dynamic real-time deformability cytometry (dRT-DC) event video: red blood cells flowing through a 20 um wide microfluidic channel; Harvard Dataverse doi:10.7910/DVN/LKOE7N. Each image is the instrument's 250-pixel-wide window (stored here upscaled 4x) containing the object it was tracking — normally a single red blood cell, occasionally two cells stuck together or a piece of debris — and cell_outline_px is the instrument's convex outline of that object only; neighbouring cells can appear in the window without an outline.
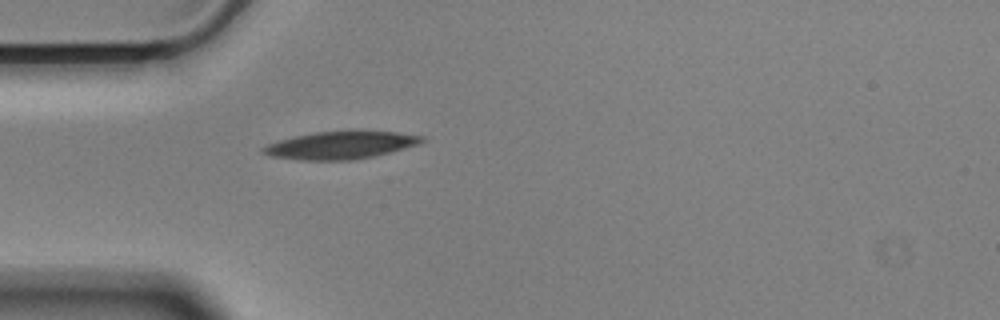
{"species": "Egyptian fruit bat (a non-hibernating species)", "species_latin": "Rousettus aegyptiacus", "temperature_condition": "cold", "stored_images_in_passage": 36, "camera_frame_rate_fps": 3000, "um_per_image_px": 0.085, "animal": {"sex": "male"}, "frame": {"image": 1, "passage_image": 1, "time_ms": 0.0, "image_size_px": [1000, 320], "cell_outline_px": [[424, 140], [420, 144], [372, 156], [352, 160], [300, 160], [272, 156], [260, 152], [260, 148], [268, 144], [292, 136], [316, 132], [348, 128], [360, 128], [396, 132], [424, 136]], "centroid_in_image_um": [28.96, 12.29], "position_along_channel_um": 56.0, "area_um2": 26.36}}
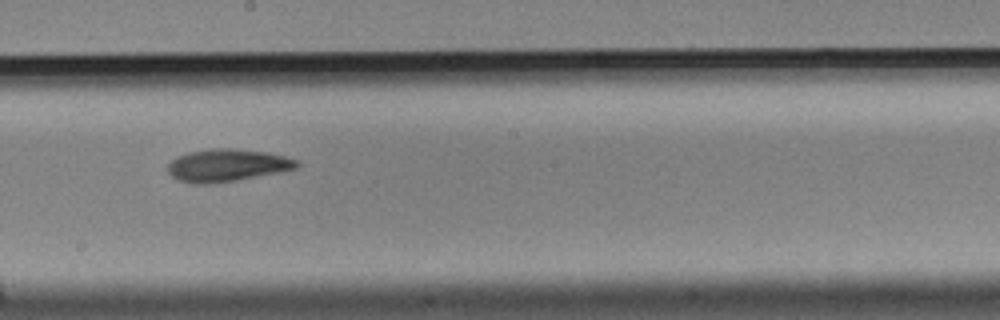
{"frame": {"image": 2, "passage_image": 16, "time_ms": 5.0, "image_size_px": [1000, 320], "cell_outline_px": [[300, 164], [296, 168], [280, 172], [236, 180], [208, 184], [192, 184], [180, 180], [172, 176], [168, 172], [168, 164], [176, 156], [188, 152], [208, 148], [232, 148], [268, 152], [300, 160]], "centroid_in_image_um": [19.31, 14.04], "position_along_channel_um": 228.9, "area_um2": 24.57}}
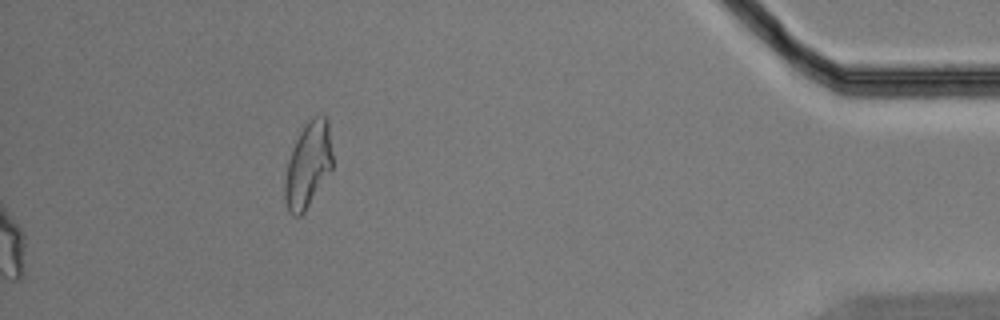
{"frame": {"image": 3, "passage_image": 36, "time_ms": 11.667, "image_size_px": [1000, 320], "cell_outline_px": [[332, 168], [304, 212], [300, 216], [292, 216], [288, 212], [284, 200], [284, 184], [288, 160], [292, 148], [304, 124], [312, 116], [328, 116], [332, 152]], "centroid_in_image_um": [26.17, 14.0], "position_along_channel_um": 409.0, "area_um2": 23.81}, "authors_computed_cell_mechanics": {"area_um2": 23.698, "velocity_mm_per_s": 3.5287, "shape_relaxation_time_tau1_ms": 7.5561, "shape_relaxation_time_tau2_ms": null, "deformation_change_tau1": 0.1851, "deformation_change_tau2": null}}